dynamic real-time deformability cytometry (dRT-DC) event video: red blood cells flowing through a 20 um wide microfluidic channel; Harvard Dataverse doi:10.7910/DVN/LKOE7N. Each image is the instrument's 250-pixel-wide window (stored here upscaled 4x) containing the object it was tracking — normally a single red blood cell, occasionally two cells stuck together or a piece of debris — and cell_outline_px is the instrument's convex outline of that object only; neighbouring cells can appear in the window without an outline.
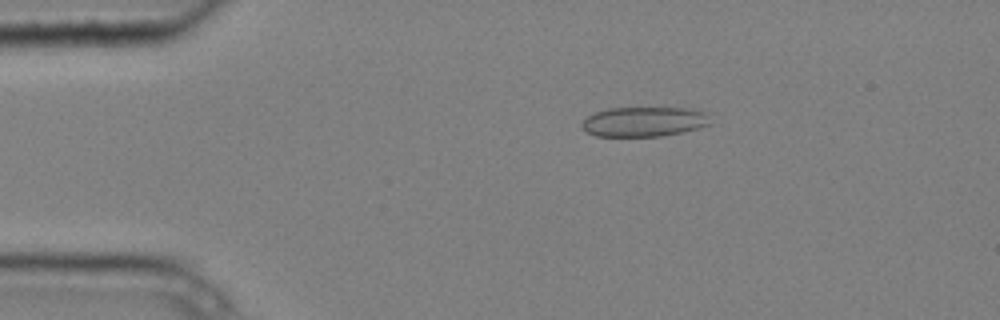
{"species": "common noctule bat (a hibernating species)", "species_latin": "Nyctalus noctula", "temperature_condition": "cold", "stored_images_in_passage": 9, "camera_frame_rate_fps": 3000, "um_per_image_px": 0.085, "animal": {"sex": "male", "body_mass_g": 20.4}, "frame": {"image": 1, "passage_image": 2, "time_ms": 0.333, "image_size_px": [1000, 320], "cell_outline_px": [[708, 124], [696, 128], [680, 132], [660, 136], [596, 136], [588, 132], [580, 124], [588, 116], [596, 112], [608, 108], [688, 108], [708, 112]], "centroid_in_image_um": [54.72, 10.33], "position_along_channel_um": 30.3, "area_um2": 21.96}}
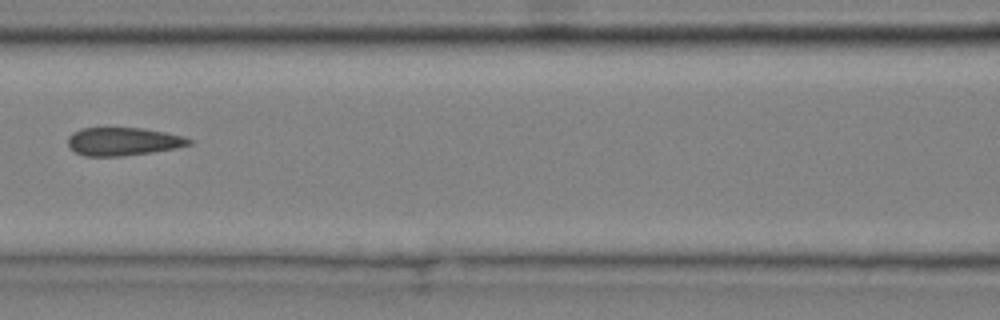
{"frame": {"image": 2, "passage_image": 6, "time_ms": 1.667, "image_size_px": [1000, 320], "cell_outline_px": [[192, 144], [176, 148], [152, 152], [120, 156], [84, 156], [76, 152], [68, 144], [68, 136], [72, 132], [80, 128], [144, 128], [184, 136], [192, 140]], "centroid_in_image_um": [10.47, 12.02], "position_along_channel_um": 156.1, "area_um2": 19.83}}
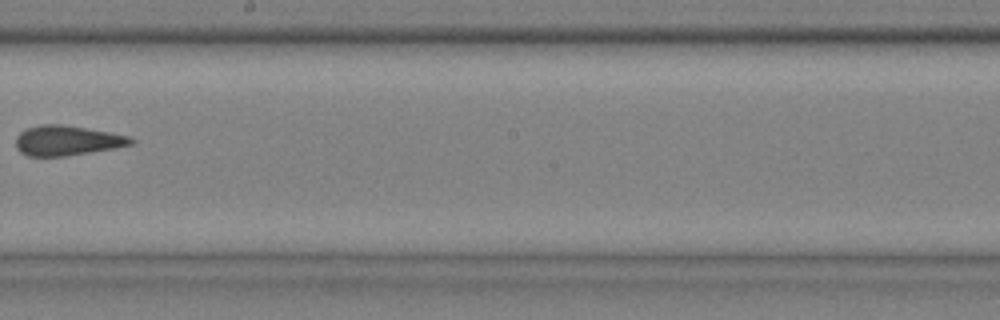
{"frame": {"image": 3, "passage_image": 8, "time_ms": 2.333, "image_size_px": [1000, 320], "cell_outline_px": [[136, 140], [132, 144], [116, 148], [64, 156], [28, 156], [20, 152], [16, 148], [16, 136], [20, 132], [28, 128], [40, 124], [60, 124], [108, 132], [128, 136]], "centroid_in_image_um": [5.68, 11.95], "position_along_channel_um": 242.5, "area_um2": 19.94}}